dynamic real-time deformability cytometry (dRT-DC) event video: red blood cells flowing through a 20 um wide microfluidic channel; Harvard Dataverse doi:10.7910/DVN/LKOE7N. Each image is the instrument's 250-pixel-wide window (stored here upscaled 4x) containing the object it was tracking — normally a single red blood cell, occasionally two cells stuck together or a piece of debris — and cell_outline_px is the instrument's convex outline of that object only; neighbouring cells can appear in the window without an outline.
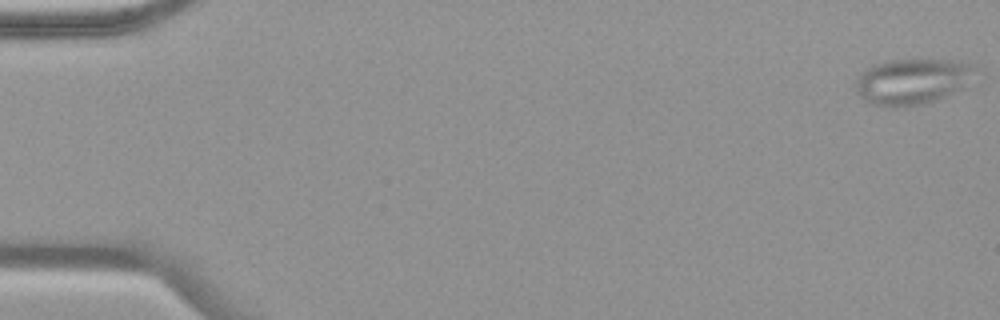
{"species": "common noctule bat (a hibernating species)", "species_latin": "Nyctalus noctula", "temperature_condition": "warm", "stored_images_in_passage": 54, "camera_frame_rate_fps": 3000, "um_per_image_px": 0.085, "animal": {"sex": "female", "body_mass_g": 19.9}, "frame": {"image": 1, "passage_image": 1, "time_ms": 0.0, "image_size_px": [1000, 320], "cell_outline_px": [[984, 72], [960, 88], [944, 96], [924, 104], [896, 108], [872, 104], [864, 100], [856, 92], [856, 80], [860, 72], [872, 64], [892, 60], [948, 60], [972, 64], [980, 68]], "centroid_in_image_um": [77.58, 6.91], "position_along_channel_um": 7.4, "area_um2": 32.31}}
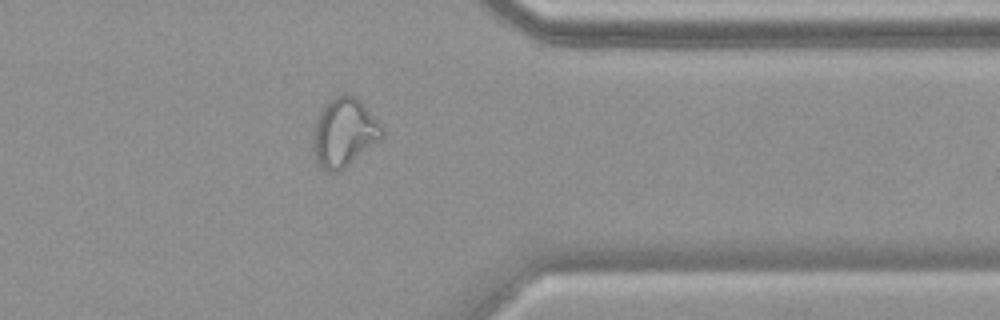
{"frame": {"image": 2, "passage_image": 44, "time_ms": 14.333, "image_size_px": [1000, 320], "cell_outline_px": [[384, 136], [380, 140], [344, 168], [336, 172], [328, 172], [320, 168], [316, 164], [312, 152], [312, 136], [316, 120], [324, 104], [328, 100], [344, 92], [348, 92], [360, 100], [384, 128]], "centroid_in_image_um": [29.21, 11.26], "position_along_channel_um": 382.2, "area_um2": 28.03}}
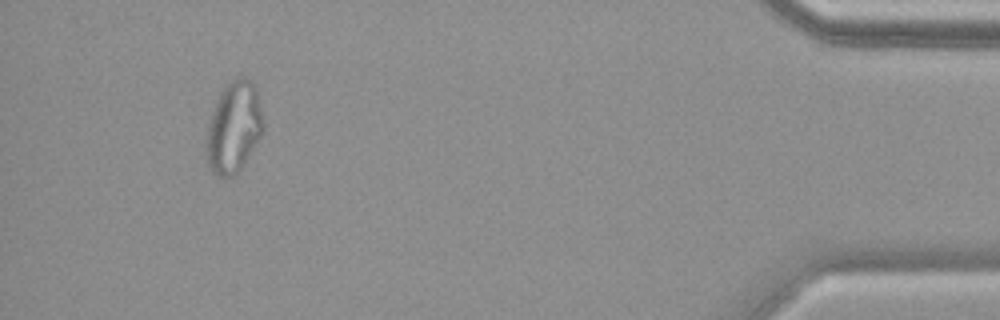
{"frame": {"image": 3, "passage_image": 51, "time_ms": 16.667, "image_size_px": [1000, 320], "cell_outline_px": [[264, 132], [260, 140], [240, 168], [232, 176], [216, 176], [212, 172], [208, 164], [208, 124], [216, 100], [220, 92], [232, 80], [240, 76], [244, 76], [252, 80], [256, 84], [264, 116]], "centroid_in_image_um": [19.94, 10.76], "position_along_channel_um": 415.3, "area_um2": 30.29}, "authors_computed_cell_mechanics": {"area_um2": 28.4087, "velocity_mm_per_s": 3.7766, "shape_relaxation_time_tau1_ms": null, "shape_relaxation_time_tau2_ms": 1.8425, "deformation_change_tau1": null, "deformation_change_tau2": 0.1047}}